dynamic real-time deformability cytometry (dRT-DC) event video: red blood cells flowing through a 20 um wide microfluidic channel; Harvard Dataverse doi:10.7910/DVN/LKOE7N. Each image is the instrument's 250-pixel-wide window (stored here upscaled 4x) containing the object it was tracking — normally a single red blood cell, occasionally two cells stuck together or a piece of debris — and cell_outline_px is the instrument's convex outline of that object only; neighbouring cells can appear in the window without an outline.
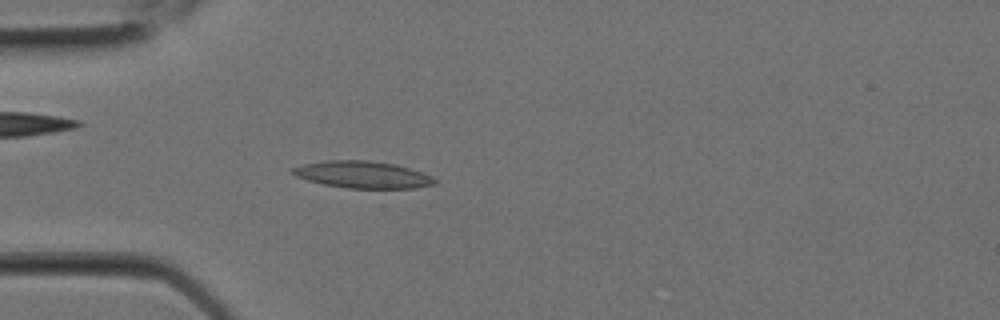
{"species": "Egyptian fruit bat (a non-hibernating species)", "species_latin": "Rousettus aegyptiacus", "temperature_condition": "room temperature", "stored_images_in_passage": 9, "camera_frame_rate_fps": 3000, "um_per_image_px": 0.085, "animal": {"sex": "female"}, "frame": {"image": 1, "passage_image": 6, "time_ms": 1.667, "image_size_px": [1000, 320], "cell_outline_px": [[436, 184], [412, 188], [348, 188], [324, 184], [308, 180], [296, 176], [288, 172], [292, 168], [304, 164], [324, 160], [368, 160], [396, 164], [432, 176], [436, 180]], "centroid_in_image_um": [30.79, 14.83], "position_along_channel_um": 54.2, "area_um2": 22.25}}
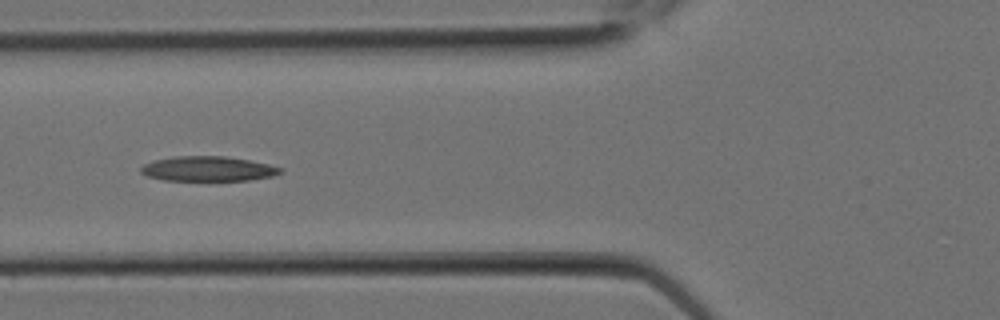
{"frame": {"image": 2, "passage_image": 8, "time_ms": 2.333, "image_size_px": [1000, 320], "cell_outline_px": [[284, 172], [272, 176], [248, 180], [164, 180], [148, 176], [140, 172], [140, 168], [144, 164], [156, 160], [172, 156], [224, 156], [248, 160], [268, 164], [284, 168]], "centroid_in_image_um": [17.7, 14.34], "position_along_channel_um": 108.1, "area_um2": 20.11}}
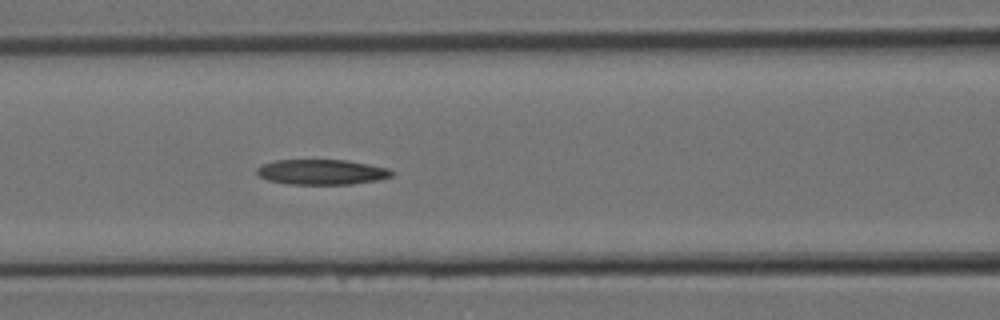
{"frame": {"image": 3, "passage_image": 9, "time_ms": 2.667, "image_size_px": [1000, 320], "cell_outline_px": [[396, 172], [392, 176], [380, 180], [352, 184], [288, 184], [268, 180], [260, 176], [256, 172], [256, 168], [260, 164], [276, 160], [348, 160], [388, 168]], "centroid_in_image_um": [27.36, 14.62], "position_along_channel_um": 139.2, "area_um2": 20.0}}